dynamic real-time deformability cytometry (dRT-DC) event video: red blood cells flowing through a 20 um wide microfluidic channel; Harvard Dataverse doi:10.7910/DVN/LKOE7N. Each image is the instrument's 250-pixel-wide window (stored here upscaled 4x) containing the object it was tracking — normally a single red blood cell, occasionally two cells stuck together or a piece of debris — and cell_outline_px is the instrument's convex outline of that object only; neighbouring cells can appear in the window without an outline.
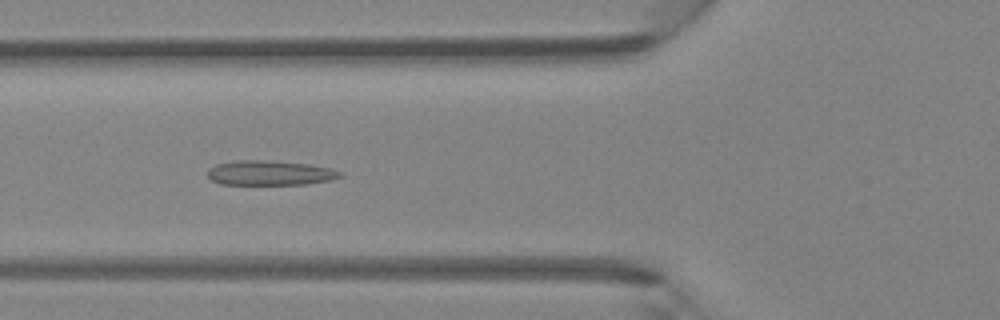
{"species": "Egyptian fruit bat (a non-hibernating species)", "species_latin": "Rousettus aegyptiacus", "temperature_condition": "room temperature", "stored_images_in_passage": 46, "segment_of_instrument_passage": [1, 2], "camera_frame_rate_fps": 3000, "um_per_image_px": 0.085, "animal": {"sex": "female"}, "frame": {"image": 1, "passage_image": 16, "time_ms": 5.0, "image_size_px": [1000, 320], "cell_outline_px": [[344, 176], [332, 180], [308, 184], [220, 184], [212, 180], [208, 176], [208, 168], [216, 164], [236, 160], [264, 160], [308, 164], [328, 168], [340, 172]], "centroid_in_image_um": [22.93, 14.7], "position_along_channel_um": 102.9, "area_um2": 19.02}}
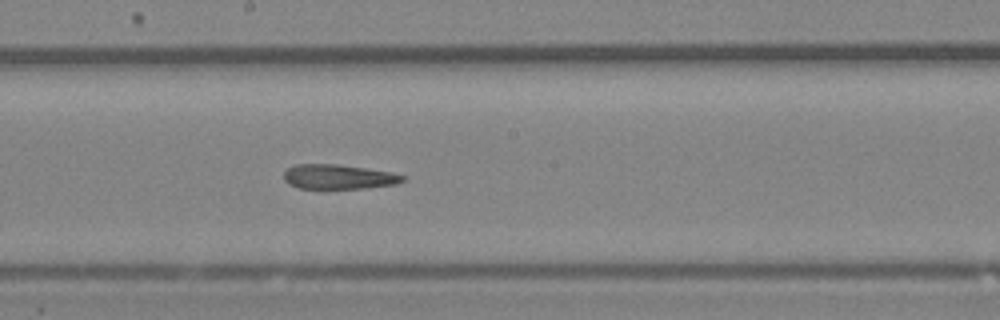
{"frame": {"image": 2, "passage_image": 24, "time_ms": 7.667, "image_size_px": [1000, 320], "cell_outline_px": [[408, 176], [404, 180], [396, 184], [364, 188], [300, 188], [288, 184], [284, 180], [284, 172], [288, 168], [296, 164], [336, 164], [392, 172]], "centroid_in_image_um": [28.78, 15.02], "position_along_channel_um": 219.4, "area_um2": 16.99}}
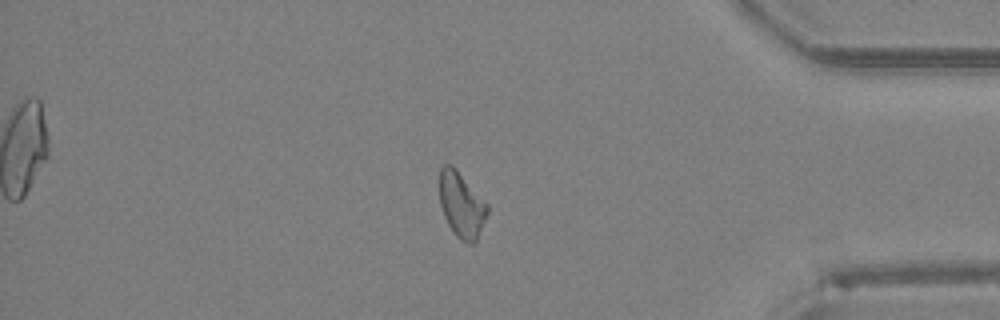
{"frame": {"image": 3, "passage_image": 38, "time_ms": 12.333, "image_size_px": [1000, 320], "cell_outline_px": [[488, 212], [476, 244], [468, 244], [460, 240], [456, 236], [448, 224], [444, 216], [440, 204], [440, 168], [444, 164], [452, 164], [456, 168], [488, 204]], "centroid_in_image_um": [39.24, 17.43], "position_along_channel_um": 396.0, "area_um2": 18.38}}